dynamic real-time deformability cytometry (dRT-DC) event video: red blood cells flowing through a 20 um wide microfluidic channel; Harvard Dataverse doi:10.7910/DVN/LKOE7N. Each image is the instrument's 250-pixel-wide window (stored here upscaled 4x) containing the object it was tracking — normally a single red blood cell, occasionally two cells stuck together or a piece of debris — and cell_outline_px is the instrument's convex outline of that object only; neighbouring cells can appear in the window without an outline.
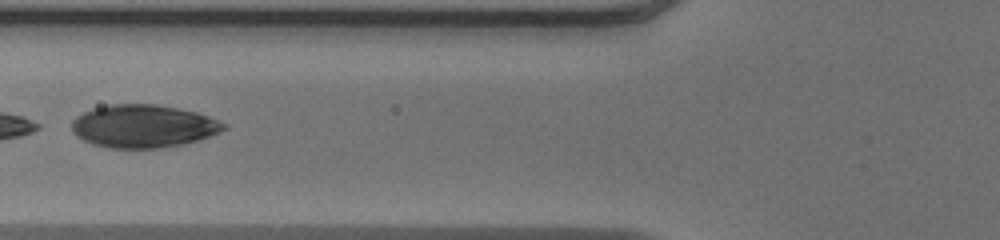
{"species": "human", "species_latin": "Homo sapiens", "temperature_condition": "warm", "stored_images_in_passage": 33, "camera_frame_rate_fps": 3000, "um_per_image_px": 0.085, "donor": {"sex": "male"}, "frame": {"image": 1, "passage_image": 6, "time_ms": 1.667, "image_size_px": [1000, 240], "cell_outline_px": [[228, 128], [220, 132], [184, 144], [156, 148], [108, 148], [92, 144], [76, 136], [72, 132], [72, 120], [76, 116], [84, 112], [108, 104], [156, 104], [196, 112], [208, 116], [228, 124]], "centroid_in_image_um": [12.17, 10.72], "position_along_channel_um": 113.6, "area_um2": 37.97}}
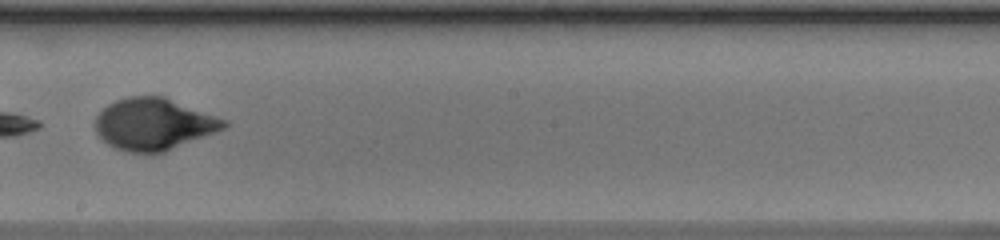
{"frame": {"image": 2, "passage_image": 15, "time_ms": 4.667, "image_size_px": [1000, 240], "cell_outline_px": [[228, 124], [224, 128], [164, 152], [152, 156], [128, 152], [116, 148], [108, 144], [96, 132], [96, 116], [108, 104], [116, 100], [128, 96], [164, 96], [228, 120]], "centroid_in_image_um": [13.06, 10.56], "position_along_channel_um": 235.1, "area_um2": 38.96}}
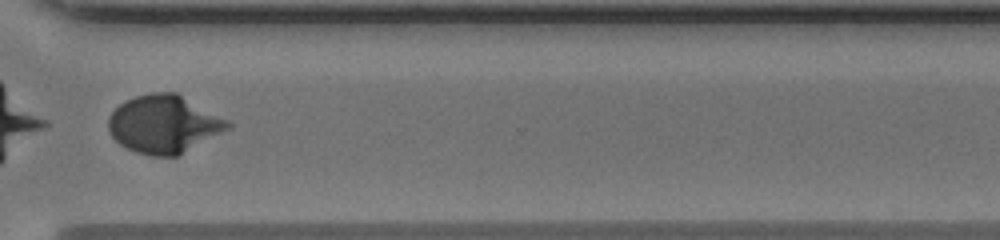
{"frame": {"image": 3, "passage_image": 24, "time_ms": 7.667, "image_size_px": [1000, 240], "cell_outline_px": [[232, 128], [180, 156], [152, 156], [136, 152], [124, 148], [112, 136], [108, 128], [108, 116], [120, 104], [136, 96], [152, 92], [176, 92], [228, 120], [232, 124]], "centroid_in_image_um": [13.96, 10.58], "position_along_channel_um": 356.6, "area_um2": 40.58}, "authors_computed_cell_mechanics": {"area_um2": 39.1306, "velocity_mm_per_s": 4.0452, "shape_relaxation_time_tau1_ms": 4.2139, "shape_relaxation_time_tau2_ms": null, "deformation_change_tau1": 0.2135, "deformation_change_tau2": null}}